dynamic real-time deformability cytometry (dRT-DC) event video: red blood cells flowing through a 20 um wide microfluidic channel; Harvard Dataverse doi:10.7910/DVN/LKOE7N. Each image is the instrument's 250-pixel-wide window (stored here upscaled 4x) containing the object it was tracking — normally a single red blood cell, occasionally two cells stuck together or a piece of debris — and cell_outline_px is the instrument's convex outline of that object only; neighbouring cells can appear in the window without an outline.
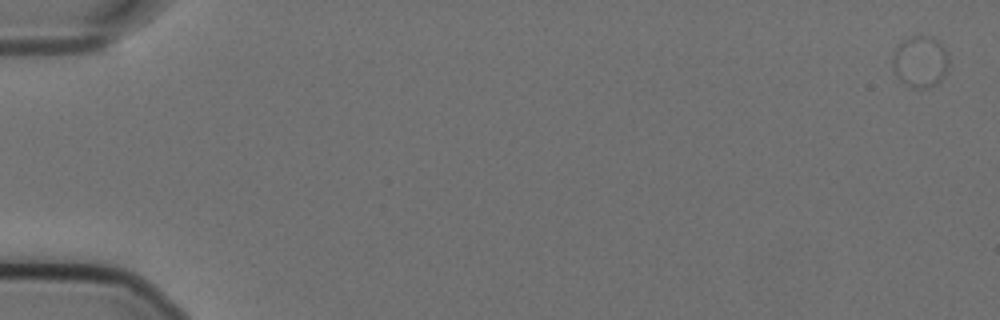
{"species": "Egyptian fruit bat (a non-hibernating species)", "species_latin": "Rousettus aegyptiacus", "temperature_condition": "cold", "stored_images_in_passage": 4, "camera_frame_rate_fps": 3000, "um_per_image_px": 0.085, "animal": {"sex": "female"}, "frame": {"image": 1, "passage_image": 1, "time_ms": 0.0, "image_size_px": [1000, 320], "cell_outline_px": [[948, 68], [944, 76], [936, 84], [924, 88], [912, 88], [900, 80], [892, 72], [892, 56], [896, 48], [908, 36], [928, 36], [936, 40], [948, 52]], "centroid_in_image_um": [78.2, 5.25], "position_along_channel_um": 6.8, "area_um2": 16.94}}